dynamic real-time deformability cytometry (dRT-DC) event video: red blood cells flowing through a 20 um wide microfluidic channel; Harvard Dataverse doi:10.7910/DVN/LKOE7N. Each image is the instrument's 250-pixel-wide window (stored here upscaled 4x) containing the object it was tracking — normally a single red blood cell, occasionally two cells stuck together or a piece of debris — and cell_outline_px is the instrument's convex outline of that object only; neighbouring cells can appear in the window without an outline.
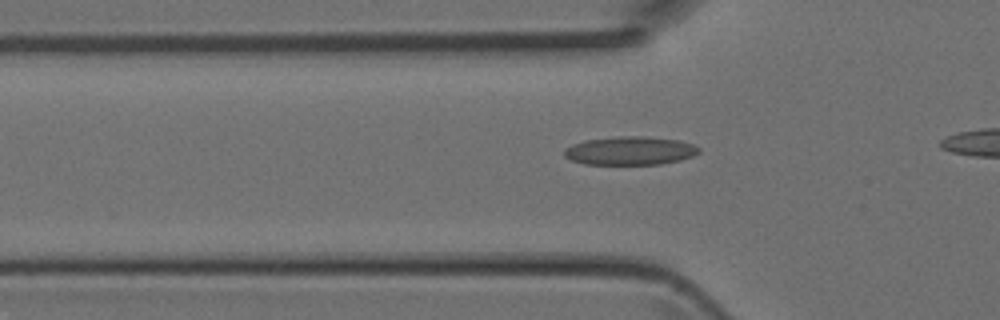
{"species": "Egyptian fruit bat (a non-hibernating species)", "species_latin": "Rousettus aegyptiacus", "temperature_condition": "room temperature", "stored_images_in_passage": 7, "camera_frame_rate_fps": 3000, "um_per_image_px": 0.085, "animal": {"sex": "female"}, "frame": {"image": 1, "passage_image": 5, "time_ms": 1.333, "image_size_px": [1000, 320], "cell_outline_px": [[700, 152], [692, 156], [680, 160], [660, 164], [584, 164], [572, 160], [564, 156], [564, 148], [572, 144], [584, 140], [616, 136], [644, 136], [680, 140], [692, 144], [700, 148]], "centroid_in_image_um": [53.54, 12.8], "position_along_channel_um": 72.3, "area_um2": 22.43}}
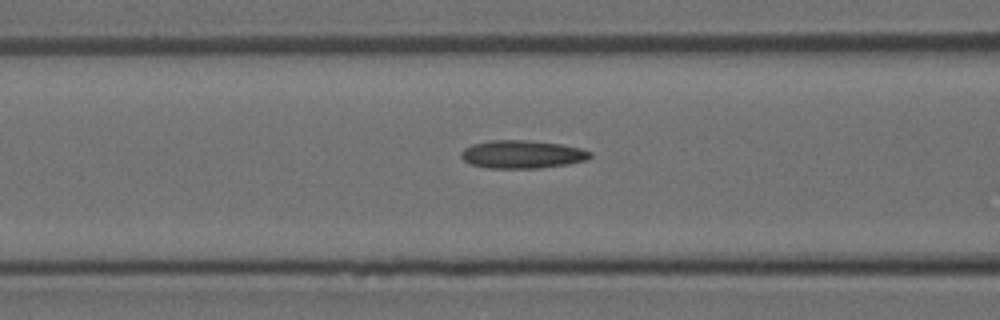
{"frame": {"image": 2, "passage_image": 7, "time_ms": 2.0, "image_size_px": [1000, 320], "cell_outline_px": [[592, 156], [588, 160], [568, 164], [540, 168], [488, 168], [472, 164], [464, 160], [460, 156], [460, 152], [464, 148], [472, 144], [492, 140], [528, 140], [560, 144], [580, 148], [592, 152]], "centroid_in_image_um": [44.4, 13.12], "position_along_channel_um": 122.2, "area_um2": 21.15}}